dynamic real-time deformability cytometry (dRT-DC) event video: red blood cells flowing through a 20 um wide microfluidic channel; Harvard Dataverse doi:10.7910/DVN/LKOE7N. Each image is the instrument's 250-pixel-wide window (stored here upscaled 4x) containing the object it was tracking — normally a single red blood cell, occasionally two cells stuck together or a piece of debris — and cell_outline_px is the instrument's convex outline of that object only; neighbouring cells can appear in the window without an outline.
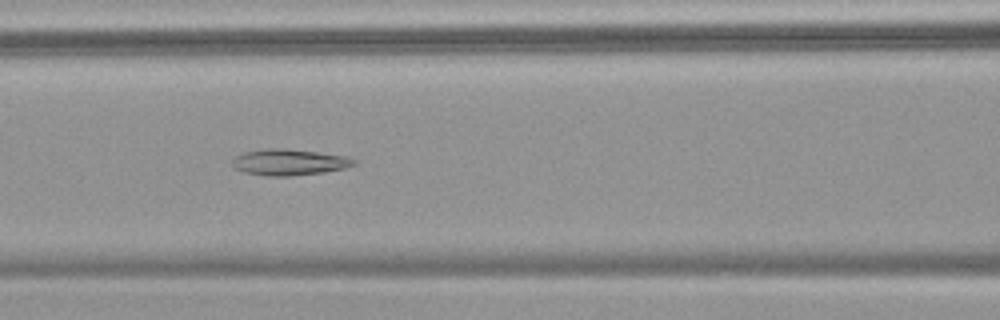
{"species": "common noctule bat (a hibernating species)", "species_latin": "Nyctalus noctula", "temperature_condition": "warm", "stored_images_in_passage": 39, "camera_frame_rate_fps": 3000, "um_per_image_px": 0.085, "animal": {"sex": "female", "body_mass_g": 18.4}, "frame": {"image": 1, "passage_image": 8, "time_ms": 2.333, "image_size_px": [1000, 320], "cell_outline_px": [[356, 164], [344, 168], [324, 172], [288, 176], [268, 176], [244, 172], [232, 168], [232, 160], [236, 156], [244, 152], [268, 148], [284, 148], [316, 152], [344, 156], [356, 160]], "centroid_in_image_um": [24.53, 13.79], "position_along_channel_um": 142.1, "area_um2": 18.44}}
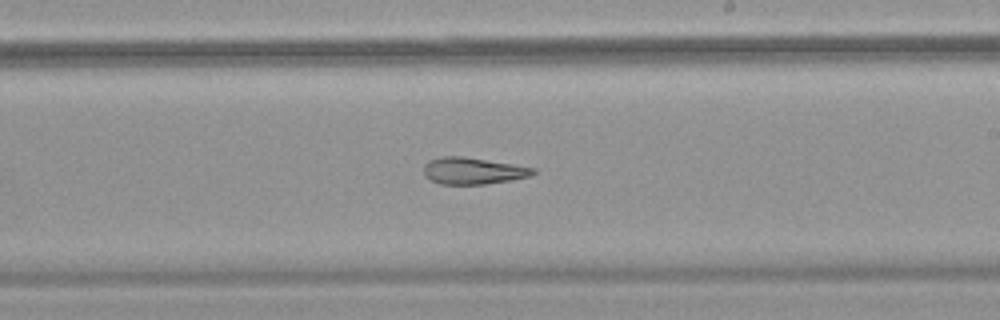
{"frame": {"image": 2, "passage_image": 17, "time_ms": 5.333, "image_size_px": [1000, 320], "cell_outline_px": [[536, 172], [532, 176], [512, 180], [484, 184], [440, 184], [424, 176], [424, 164], [428, 160], [440, 156], [464, 156], [536, 168]], "centroid_in_image_um": [40.2, 14.51], "position_along_channel_um": 248.8, "area_um2": 17.17}}
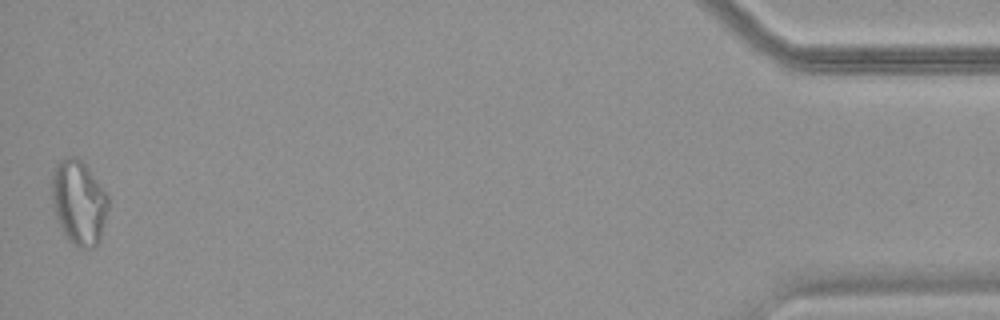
{"frame": {"image": 3, "passage_image": 39, "time_ms": 12.667, "image_size_px": [1000, 320], "cell_outline_px": [[108, 208], [100, 240], [92, 248], [80, 248], [72, 244], [64, 232], [56, 216], [52, 200], [52, 176], [56, 164], [60, 160], [68, 156], [76, 156], [84, 164], [108, 196]], "centroid_in_image_um": [6.7, 17.21], "position_along_channel_um": 428.5, "area_um2": 27.28}, "authors_computed_cell_mechanics": {"area_um2": 18.4382, "velocity_mm_per_s": 3.5761, "shape_relaxation_time_tau1_ms": null, "shape_relaxation_time_tau2_ms": 5.0365, "deformation_change_tau1": null, "deformation_change_tau2": 0.1308}}